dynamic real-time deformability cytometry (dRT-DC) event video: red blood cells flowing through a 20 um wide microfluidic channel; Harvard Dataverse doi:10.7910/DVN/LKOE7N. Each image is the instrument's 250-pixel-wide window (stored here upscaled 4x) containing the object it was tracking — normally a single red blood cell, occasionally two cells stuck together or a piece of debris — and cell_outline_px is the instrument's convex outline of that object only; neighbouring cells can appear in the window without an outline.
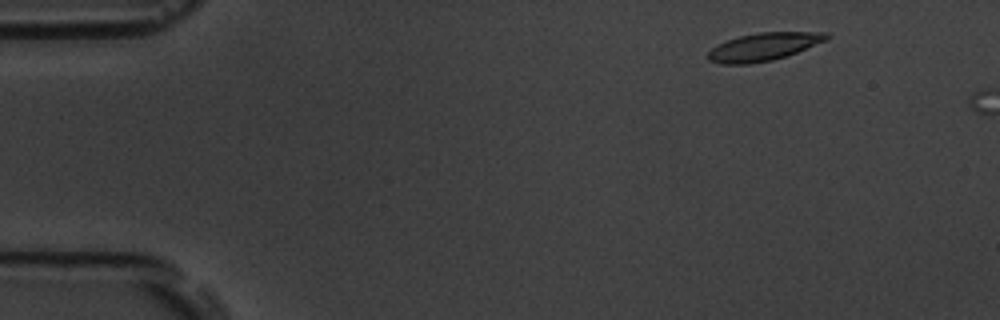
{"species": "common noctule bat (a hibernating species)", "species_latin": "Nyctalus noctula", "temperature_condition": "room temperature", "stored_images_in_passage": 5, "camera_frame_rate_fps": 3000, "um_per_image_px": 0.085, "animal": {"sex": "male", "body_mass_g": 19.5, "forearm_length_mm": 54.6}, "frame": {"image": 1, "passage_image": 3, "time_ms": 0.667, "image_size_px": [1000, 320], "cell_outline_px": [[832, 36], [828, 40], [796, 52], [772, 60], [748, 64], [720, 64], [708, 60], [708, 52], [716, 44], [740, 36], [760, 32], [828, 32]], "centroid_in_image_um": [64.92, 3.97], "position_along_channel_um": 20.1, "area_um2": 19.19}}